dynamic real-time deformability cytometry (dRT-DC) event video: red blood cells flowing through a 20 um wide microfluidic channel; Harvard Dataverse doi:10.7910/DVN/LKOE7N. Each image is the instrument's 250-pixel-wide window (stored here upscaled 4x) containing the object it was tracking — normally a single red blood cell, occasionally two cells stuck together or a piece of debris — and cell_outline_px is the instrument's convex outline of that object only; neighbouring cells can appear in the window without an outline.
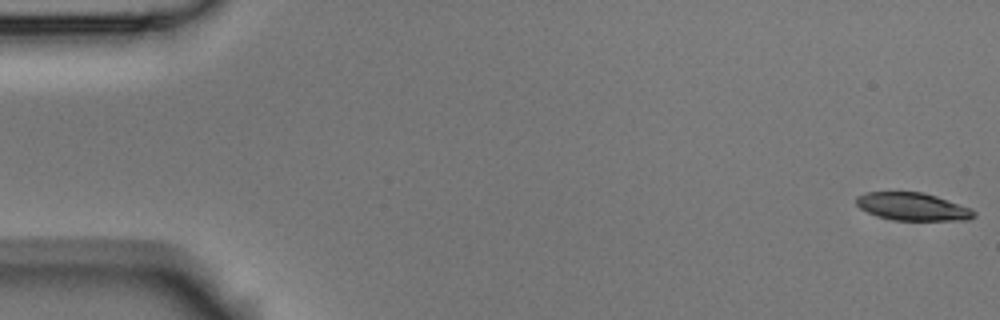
{"species": "Egyptian fruit bat (a non-hibernating species)", "species_latin": "Rousettus aegyptiacus", "temperature_condition": "room temperature", "stored_images_in_passage": 53, "camera_frame_rate_fps": 3000, "um_per_image_px": 0.085, "animal": {"sex": "male"}, "frame": {"image": 1, "passage_image": 1, "time_ms": 0.0, "image_size_px": [1000, 320], "cell_outline_px": [[976, 216], [968, 220], [892, 220], [868, 212], [860, 208], [856, 204], [856, 196], [864, 192], [924, 192], [936, 196], [968, 208], [976, 212]], "centroid_in_image_um": [77.54, 17.56], "position_along_channel_um": 7.5, "area_um2": 18.84}}
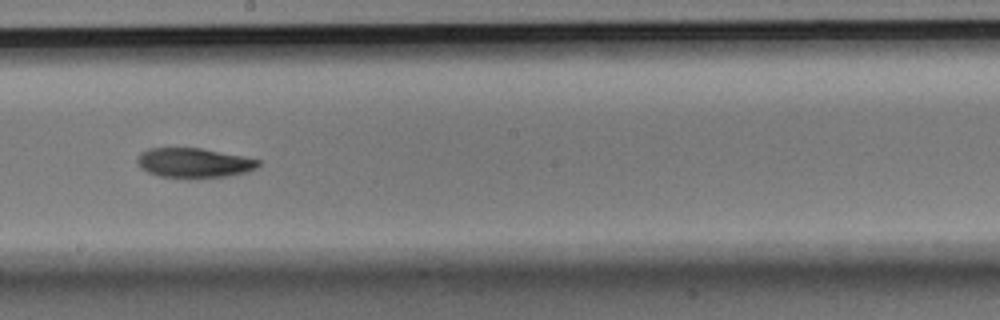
{"frame": {"image": 2, "passage_image": 30, "time_ms": 9.667, "image_size_px": [1000, 320], "cell_outline_px": [[260, 164], [256, 168], [248, 172], [224, 176], [188, 180], [160, 176], [148, 172], [140, 168], [136, 160], [136, 156], [140, 152], [148, 148], [200, 148], [244, 156], [260, 160]], "centroid_in_image_um": [16.45, 13.86], "position_along_channel_um": 231.8, "area_um2": 21.44}}
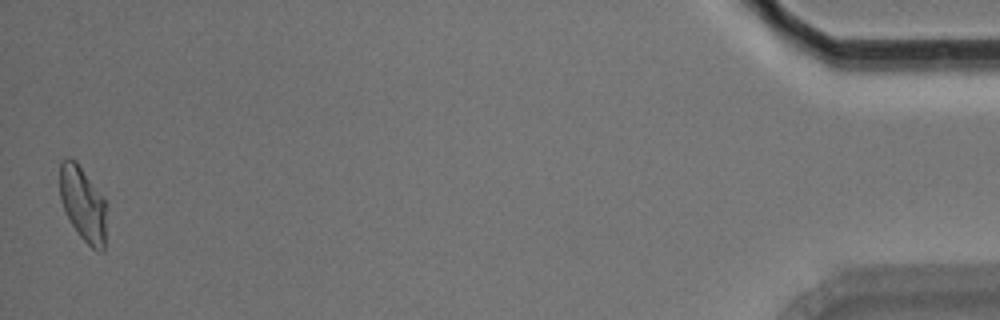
{"frame": {"image": 3, "passage_image": 53, "time_ms": 17.333, "image_size_px": [1000, 320], "cell_outline_px": [[104, 252], [100, 252], [92, 248], [80, 236], [68, 220], [60, 196], [60, 164], [68, 156], [76, 160], [104, 200]], "centroid_in_image_um": [7.01, 17.32], "position_along_channel_um": 428.2, "area_um2": 19.71}, "authors_computed_cell_mechanics": {"area_um2": 20.9814, "velocity_mm_per_s": 3.7636, "shape_relaxation_time_tau1_ms": 4.4285, "shape_relaxation_time_tau2_ms": null, "deformation_change_tau1": 0.1415, "deformation_change_tau2": null}}